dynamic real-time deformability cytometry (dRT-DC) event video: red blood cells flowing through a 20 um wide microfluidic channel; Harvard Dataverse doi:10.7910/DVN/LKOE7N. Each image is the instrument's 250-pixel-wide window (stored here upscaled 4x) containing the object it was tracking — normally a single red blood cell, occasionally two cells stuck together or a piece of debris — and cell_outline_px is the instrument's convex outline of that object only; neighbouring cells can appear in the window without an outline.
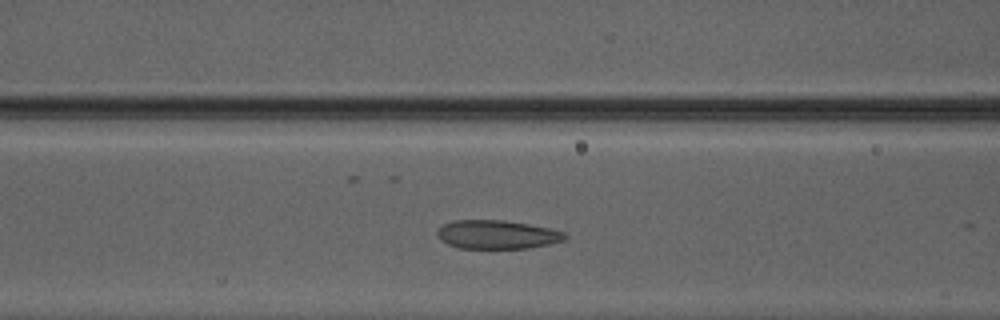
{"species": "Egyptian fruit bat (a non-hibernating species)", "species_latin": "Rousettus aegyptiacus", "temperature_condition": "warm", "stored_images_in_passage": 36, "camera_frame_rate_fps": 3000, "um_per_image_px": 0.085, "animal": {"sex": "male"}, "frame": {"image": 1, "passage_image": 14, "time_ms": 4.333, "image_size_px": [1000, 320], "cell_outline_px": [[568, 236], [564, 240], [548, 244], [528, 248], [460, 248], [448, 244], [440, 240], [436, 232], [444, 224], [452, 220], [500, 220], [528, 224], [548, 228], [564, 232]], "centroid_in_image_um": [42.23, 19.93], "position_along_channel_um": 124.4, "area_um2": 21.15}}
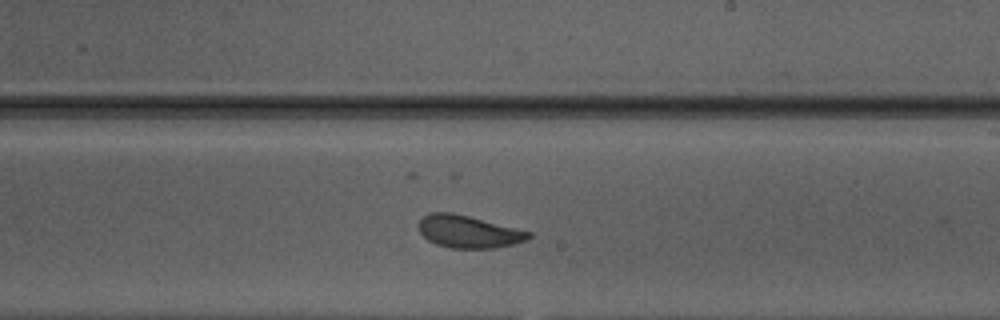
{"frame": {"image": 2, "passage_image": 23, "time_ms": 7.333, "image_size_px": [1000, 320], "cell_outline_px": [[532, 236], [528, 240], [512, 244], [492, 248], [452, 248], [436, 244], [428, 240], [420, 232], [416, 224], [424, 216], [432, 212], [452, 212], [532, 232]], "centroid_in_image_um": [39.8, 19.69], "position_along_channel_um": 249.2, "area_um2": 20.69}}
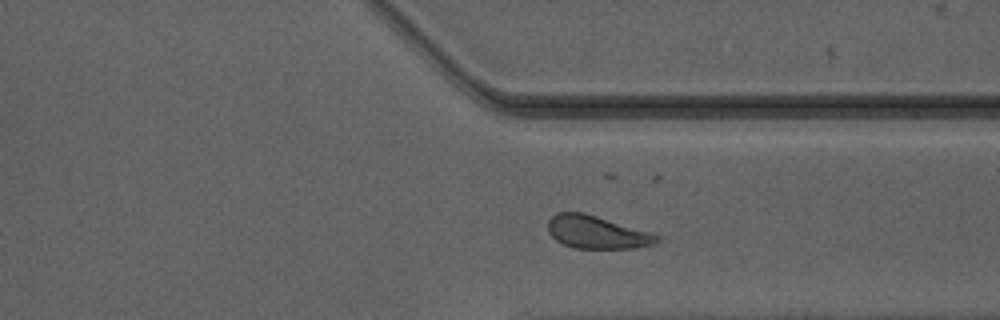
{"frame": {"image": 3, "passage_image": 31, "time_ms": 10.0, "image_size_px": [1000, 320], "cell_outline_px": [[660, 240], [652, 244], [636, 248], [572, 248], [556, 240], [548, 232], [548, 220], [556, 212], [584, 212], [652, 232], [660, 236]], "centroid_in_image_um": [50.73, 19.73], "position_along_channel_um": 360.7, "area_um2": 20.98}, "authors_computed_cell_mechanics": {"area_um2": 21.1548, "velocity_mm_per_s": 4.1725, "shape_relaxation_time_tau1_ms": 7.3175, "shape_relaxation_time_tau2_ms": 1.1658, "deformation_change_tau1": 0.1438, "deformation_change_tau2": 0.0599}}